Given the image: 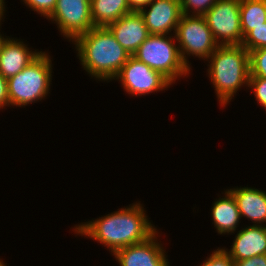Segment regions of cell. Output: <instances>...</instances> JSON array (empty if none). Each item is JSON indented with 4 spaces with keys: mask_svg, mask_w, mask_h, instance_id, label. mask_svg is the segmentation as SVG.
<instances>
[{
    "mask_svg": "<svg viewBox=\"0 0 266 266\" xmlns=\"http://www.w3.org/2000/svg\"><path fill=\"white\" fill-rule=\"evenodd\" d=\"M145 212L142 204L136 202L99 219L78 224L74 232L98 241L114 254L121 248L146 241L157 232Z\"/></svg>",
    "mask_w": 266,
    "mask_h": 266,
    "instance_id": "cell-1",
    "label": "cell"
},
{
    "mask_svg": "<svg viewBox=\"0 0 266 266\" xmlns=\"http://www.w3.org/2000/svg\"><path fill=\"white\" fill-rule=\"evenodd\" d=\"M73 43L83 69L99 81L113 80L131 56L107 27H93Z\"/></svg>",
    "mask_w": 266,
    "mask_h": 266,
    "instance_id": "cell-2",
    "label": "cell"
},
{
    "mask_svg": "<svg viewBox=\"0 0 266 266\" xmlns=\"http://www.w3.org/2000/svg\"><path fill=\"white\" fill-rule=\"evenodd\" d=\"M208 75L220 106L225 107L250 78L249 51L243 45H219L209 56ZM246 84V85H244Z\"/></svg>",
    "mask_w": 266,
    "mask_h": 266,
    "instance_id": "cell-3",
    "label": "cell"
},
{
    "mask_svg": "<svg viewBox=\"0 0 266 266\" xmlns=\"http://www.w3.org/2000/svg\"><path fill=\"white\" fill-rule=\"evenodd\" d=\"M48 54L42 52L22 71L7 79L10 107H24L48 95L53 69Z\"/></svg>",
    "mask_w": 266,
    "mask_h": 266,
    "instance_id": "cell-4",
    "label": "cell"
},
{
    "mask_svg": "<svg viewBox=\"0 0 266 266\" xmlns=\"http://www.w3.org/2000/svg\"><path fill=\"white\" fill-rule=\"evenodd\" d=\"M173 39L175 36L150 34L133 54L139 61L161 72L172 83L183 75H189L191 70L181 59L179 48Z\"/></svg>",
    "mask_w": 266,
    "mask_h": 266,
    "instance_id": "cell-5",
    "label": "cell"
},
{
    "mask_svg": "<svg viewBox=\"0 0 266 266\" xmlns=\"http://www.w3.org/2000/svg\"><path fill=\"white\" fill-rule=\"evenodd\" d=\"M174 34L181 59L189 68L187 56L195 55L207 60L219 46L203 16L183 14Z\"/></svg>",
    "mask_w": 266,
    "mask_h": 266,
    "instance_id": "cell-6",
    "label": "cell"
},
{
    "mask_svg": "<svg viewBox=\"0 0 266 266\" xmlns=\"http://www.w3.org/2000/svg\"><path fill=\"white\" fill-rule=\"evenodd\" d=\"M240 2L241 0H218L203 15L219 45H241L242 43Z\"/></svg>",
    "mask_w": 266,
    "mask_h": 266,
    "instance_id": "cell-7",
    "label": "cell"
},
{
    "mask_svg": "<svg viewBox=\"0 0 266 266\" xmlns=\"http://www.w3.org/2000/svg\"><path fill=\"white\" fill-rule=\"evenodd\" d=\"M115 79L121 81L125 91L133 96L163 91L173 84L161 72L150 68L133 55L128 58Z\"/></svg>",
    "mask_w": 266,
    "mask_h": 266,
    "instance_id": "cell-8",
    "label": "cell"
},
{
    "mask_svg": "<svg viewBox=\"0 0 266 266\" xmlns=\"http://www.w3.org/2000/svg\"><path fill=\"white\" fill-rule=\"evenodd\" d=\"M47 19L55 21L61 34L72 42L95 27L91 17L90 0H57Z\"/></svg>",
    "mask_w": 266,
    "mask_h": 266,
    "instance_id": "cell-9",
    "label": "cell"
},
{
    "mask_svg": "<svg viewBox=\"0 0 266 266\" xmlns=\"http://www.w3.org/2000/svg\"><path fill=\"white\" fill-rule=\"evenodd\" d=\"M139 13L150 34L169 35L175 33L176 27L182 17L180 0H152ZM147 9V10H146Z\"/></svg>",
    "mask_w": 266,
    "mask_h": 266,
    "instance_id": "cell-10",
    "label": "cell"
},
{
    "mask_svg": "<svg viewBox=\"0 0 266 266\" xmlns=\"http://www.w3.org/2000/svg\"><path fill=\"white\" fill-rule=\"evenodd\" d=\"M157 237L158 232L146 241L121 248L112 255L120 266H169L164 248Z\"/></svg>",
    "mask_w": 266,
    "mask_h": 266,
    "instance_id": "cell-11",
    "label": "cell"
},
{
    "mask_svg": "<svg viewBox=\"0 0 266 266\" xmlns=\"http://www.w3.org/2000/svg\"><path fill=\"white\" fill-rule=\"evenodd\" d=\"M107 28L131 55L138 50L139 46L150 35L142 15L136 11L125 14L117 21L109 24Z\"/></svg>",
    "mask_w": 266,
    "mask_h": 266,
    "instance_id": "cell-12",
    "label": "cell"
},
{
    "mask_svg": "<svg viewBox=\"0 0 266 266\" xmlns=\"http://www.w3.org/2000/svg\"><path fill=\"white\" fill-rule=\"evenodd\" d=\"M232 248L226 252L235 261L266 254V226L250 225L237 232Z\"/></svg>",
    "mask_w": 266,
    "mask_h": 266,
    "instance_id": "cell-13",
    "label": "cell"
},
{
    "mask_svg": "<svg viewBox=\"0 0 266 266\" xmlns=\"http://www.w3.org/2000/svg\"><path fill=\"white\" fill-rule=\"evenodd\" d=\"M0 50V73L6 78L15 76L34 61L41 53L29 51V47L20 39L7 38Z\"/></svg>",
    "mask_w": 266,
    "mask_h": 266,
    "instance_id": "cell-14",
    "label": "cell"
},
{
    "mask_svg": "<svg viewBox=\"0 0 266 266\" xmlns=\"http://www.w3.org/2000/svg\"><path fill=\"white\" fill-rule=\"evenodd\" d=\"M234 196L241 218L250 219L253 225L266 223V192L251 187L228 189ZM256 223V224H255Z\"/></svg>",
    "mask_w": 266,
    "mask_h": 266,
    "instance_id": "cell-15",
    "label": "cell"
},
{
    "mask_svg": "<svg viewBox=\"0 0 266 266\" xmlns=\"http://www.w3.org/2000/svg\"><path fill=\"white\" fill-rule=\"evenodd\" d=\"M211 216L218 234L234 233L241 219L237 202L229 190L225 191L223 198L219 197L213 203Z\"/></svg>",
    "mask_w": 266,
    "mask_h": 266,
    "instance_id": "cell-16",
    "label": "cell"
},
{
    "mask_svg": "<svg viewBox=\"0 0 266 266\" xmlns=\"http://www.w3.org/2000/svg\"><path fill=\"white\" fill-rule=\"evenodd\" d=\"M91 17L95 27H107L132 12L127 0H90Z\"/></svg>",
    "mask_w": 266,
    "mask_h": 266,
    "instance_id": "cell-17",
    "label": "cell"
},
{
    "mask_svg": "<svg viewBox=\"0 0 266 266\" xmlns=\"http://www.w3.org/2000/svg\"><path fill=\"white\" fill-rule=\"evenodd\" d=\"M266 23V0H241L240 25L242 36Z\"/></svg>",
    "mask_w": 266,
    "mask_h": 266,
    "instance_id": "cell-18",
    "label": "cell"
},
{
    "mask_svg": "<svg viewBox=\"0 0 266 266\" xmlns=\"http://www.w3.org/2000/svg\"><path fill=\"white\" fill-rule=\"evenodd\" d=\"M243 45L249 52L266 47V23L249 31L242 40Z\"/></svg>",
    "mask_w": 266,
    "mask_h": 266,
    "instance_id": "cell-19",
    "label": "cell"
},
{
    "mask_svg": "<svg viewBox=\"0 0 266 266\" xmlns=\"http://www.w3.org/2000/svg\"><path fill=\"white\" fill-rule=\"evenodd\" d=\"M217 1L218 0H180L182 14L203 16ZM190 12H192V14H190Z\"/></svg>",
    "mask_w": 266,
    "mask_h": 266,
    "instance_id": "cell-20",
    "label": "cell"
},
{
    "mask_svg": "<svg viewBox=\"0 0 266 266\" xmlns=\"http://www.w3.org/2000/svg\"><path fill=\"white\" fill-rule=\"evenodd\" d=\"M250 76L266 78V47L249 52Z\"/></svg>",
    "mask_w": 266,
    "mask_h": 266,
    "instance_id": "cell-21",
    "label": "cell"
},
{
    "mask_svg": "<svg viewBox=\"0 0 266 266\" xmlns=\"http://www.w3.org/2000/svg\"><path fill=\"white\" fill-rule=\"evenodd\" d=\"M248 87L255 94L258 104L266 110V78L250 76Z\"/></svg>",
    "mask_w": 266,
    "mask_h": 266,
    "instance_id": "cell-22",
    "label": "cell"
},
{
    "mask_svg": "<svg viewBox=\"0 0 266 266\" xmlns=\"http://www.w3.org/2000/svg\"><path fill=\"white\" fill-rule=\"evenodd\" d=\"M200 266H235L225 248H218Z\"/></svg>",
    "mask_w": 266,
    "mask_h": 266,
    "instance_id": "cell-23",
    "label": "cell"
},
{
    "mask_svg": "<svg viewBox=\"0 0 266 266\" xmlns=\"http://www.w3.org/2000/svg\"><path fill=\"white\" fill-rule=\"evenodd\" d=\"M235 266H266V254L235 261Z\"/></svg>",
    "mask_w": 266,
    "mask_h": 266,
    "instance_id": "cell-24",
    "label": "cell"
},
{
    "mask_svg": "<svg viewBox=\"0 0 266 266\" xmlns=\"http://www.w3.org/2000/svg\"><path fill=\"white\" fill-rule=\"evenodd\" d=\"M9 107V94L7 79L0 73V109Z\"/></svg>",
    "mask_w": 266,
    "mask_h": 266,
    "instance_id": "cell-25",
    "label": "cell"
},
{
    "mask_svg": "<svg viewBox=\"0 0 266 266\" xmlns=\"http://www.w3.org/2000/svg\"><path fill=\"white\" fill-rule=\"evenodd\" d=\"M151 1L152 0H127V3L131 11L139 12L141 9L147 8V5Z\"/></svg>",
    "mask_w": 266,
    "mask_h": 266,
    "instance_id": "cell-26",
    "label": "cell"
},
{
    "mask_svg": "<svg viewBox=\"0 0 266 266\" xmlns=\"http://www.w3.org/2000/svg\"><path fill=\"white\" fill-rule=\"evenodd\" d=\"M4 13H5V2L4 0H0V23L1 20L3 19Z\"/></svg>",
    "mask_w": 266,
    "mask_h": 266,
    "instance_id": "cell-27",
    "label": "cell"
},
{
    "mask_svg": "<svg viewBox=\"0 0 266 266\" xmlns=\"http://www.w3.org/2000/svg\"><path fill=\"white\" fill-rule=\"evenodd\" d=\"M0 24H1V23H0ZM5 39H6V38H4V37L2 36V34L0 33V50H1L2 44L4 43Z\"/></svg>",
    "mask_w": 266,
    "mask_h": 266,
    "instance_id": "cell-28",
    "label": "cell"
},
{
    "mask_svg": "<svg viewBox=\"0 0 266 266\" xmlns=\"http://www.w3.org/2000/svg\"><path fill=\"white\" fill-rule=\"evenodd\" d=\"M0 266H6V264L1 259H0Z\"/></svg>",
    "mask_w": 266,
    "mask_h": 266,
    "instance_id": "cell-29",
    "label": "cell"
}]
</instances>
